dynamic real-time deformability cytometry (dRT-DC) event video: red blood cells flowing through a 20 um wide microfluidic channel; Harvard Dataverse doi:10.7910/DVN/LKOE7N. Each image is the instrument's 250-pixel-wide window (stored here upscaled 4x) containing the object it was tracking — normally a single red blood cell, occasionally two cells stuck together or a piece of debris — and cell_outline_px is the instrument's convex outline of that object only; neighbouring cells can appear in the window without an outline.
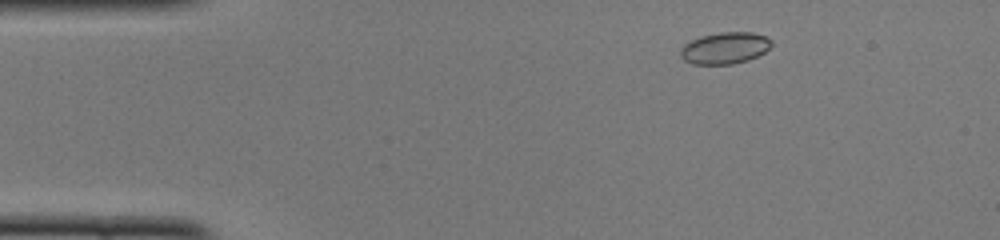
{"species": "common noctule bat (a hibernating species)", "species_latin": "Nyctalus noctula", "temperature_condition": "cold", "stored_images_in_passage": 47, "camera_frame_rate_fps": 3000, "um_per_image_px": 0.085, "animal": {"sex": "female", "body_mass_g": 22.0, "forearm_length_mm": 56.7}, "frame": {"image": 1, "passage_image": 4, "time_ms": 1.0, "image_size_px": [1000, 240], "cell_outline_px": [[772, 44], [764, 52], [748, 60], [732, 64], [692, 64], [684, 60], [680, 56], [680, 48], [684, 44], [700, 36], [720, 32], [752, 32], [764, 36], [772, 40]], "centroid_in_image_um": [61.59, 4.08], "position_along_channel_um": 23.4, "area_um2": 16.76}}
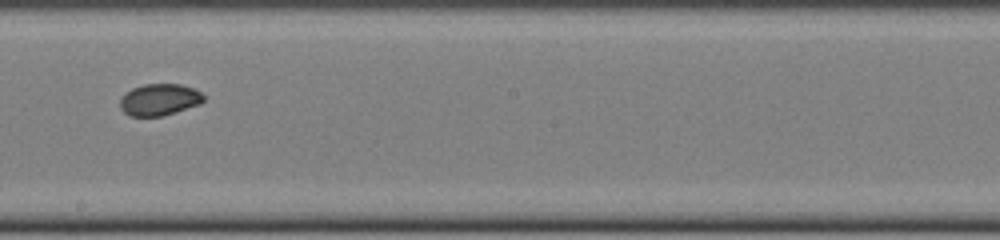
{"frame": {"image": 2, "passage_image": 25, "time_ms": 8.0, "image_size_px": [1000, 240], "cell_outline_px": [[204, 100], [200, 104], [176, 112], [160, 116], [128, 116], [120, 108], [120, 100], [132, 88], [144, 84], [180, 84], [192, 88], [200, 92], [204, 96]], "centroid_in_image_um": [13.55, 8.47], "position_along_channel_um": 234.6, "area_um2": 15.32}}
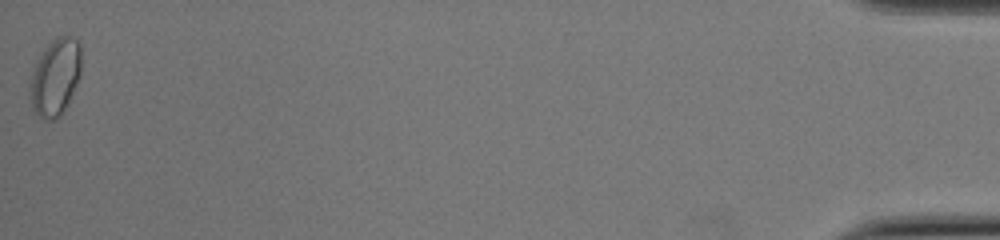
{"frame": {"image": 3, "passage_image": 47, "time_ms": 15.333, "image_size_px": [1000, 240], "cell_outline_px": [[80, 76], [60, 116], [52, 120], [44, 120], [32, 108], [28, 92], [32, 72], [36, 60], [48, 44], [52, 40], [60, 36], [72, 36], [80, 44]], "centroid_in_image_um": [4.67, 6.55], "position_along_channel_um": 430.5, "area_um2": 22.77}, "authors_computed_cell_mechanics": {"area_um2": 16.2418, "velocity_mm_per_s": 3.9817, "shape_relaxation_time_tau1_ms": 6.4976, "shape_relaxation_time_tau2_ms": 0.8777, "deformation_change_tau1": 0.1141, "deformation_change_tau2": 0.0308}}